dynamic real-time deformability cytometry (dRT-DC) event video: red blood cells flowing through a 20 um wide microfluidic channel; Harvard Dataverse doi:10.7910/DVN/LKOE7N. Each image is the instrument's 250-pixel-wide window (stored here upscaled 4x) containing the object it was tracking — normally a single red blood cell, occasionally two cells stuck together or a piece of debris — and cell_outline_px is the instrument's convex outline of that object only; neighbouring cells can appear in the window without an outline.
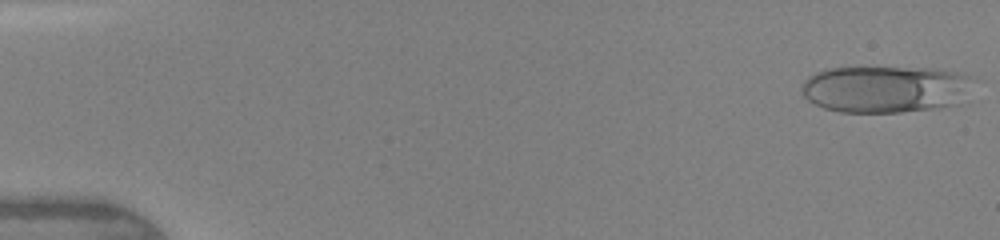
{"species": "human", "species_latin": "Homo sapiens", "temperature_condition": "warm", "stored_images_in_passage": 45, "camera_frame_rate_fps": 3000, "um_per_image_px": 0.085, "donor": {"sex": "female"}, "frame": {"image": 1, "passage_image": 1, "time_ms": 0.0, "image_size_px": [1000, 240], "cell_outline_px": [[976, 80], [960, 104], [936, 108], [900, 112], [840, 112], [824, 108], [808, 100], [804, 96], [800, 88], [804, 80], [808, 76], [816, 72], [828, 68], [932, 68], [956, 72], [972, 76]], "centroid_in_image_um": [75.29, 7.57], "position_along_channel_um": 9.7, "area_um2": 47.34}}
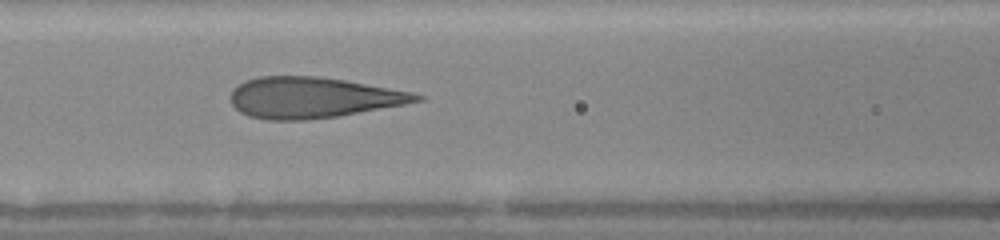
{"frame": {"image": 2, "passage_image": 20, "time_ms": 6.333, "image_size_px": [1000, 240], "cell_outline_px": [[424, 100], [404, 104], [336, 116], [304, 120], [268, 120], [248, 116], [240, 112], [232, 104], [232, 88], [244, 80], [260, 76], [316, 76], [344, 80], [412, 92], [424, 96]], "centroid_in_image_um": [26.55, 8.29], "position_along_channel_um": 140.1, "area_um2": 43.93}}
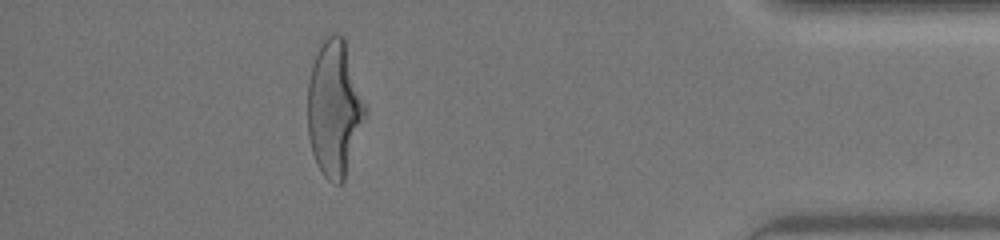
{"frame": {"image": 3, "passage_image": 41, "time_ms": 13.333, "image_size_px": [1000, 240], "cell_outline_px": [[368, 112], [344, 180], [340, 184], [336, 184], [328, 180], [324, 176], [316, 164], [312, 152], [308, 136], [308, 80], [312, 64], [324, 32], [336, 32], [344, 36], [368, 108]], "centroid_in_image_um": [28.44, 9.14], "position_along_channel_um": 406.8, "area_um2": 46.64}, "authors_computed_cell_mechanics": {"area_um2": 44.9684, "velocity_mm_per_s": 4.3925, "shape_relaxation_time_tau1_ms": 3.6254, "shape_relaxation_time_tau2_ms": null, "deformation_change_tau1": 0.2058, "deformation_change_tau2": null}}